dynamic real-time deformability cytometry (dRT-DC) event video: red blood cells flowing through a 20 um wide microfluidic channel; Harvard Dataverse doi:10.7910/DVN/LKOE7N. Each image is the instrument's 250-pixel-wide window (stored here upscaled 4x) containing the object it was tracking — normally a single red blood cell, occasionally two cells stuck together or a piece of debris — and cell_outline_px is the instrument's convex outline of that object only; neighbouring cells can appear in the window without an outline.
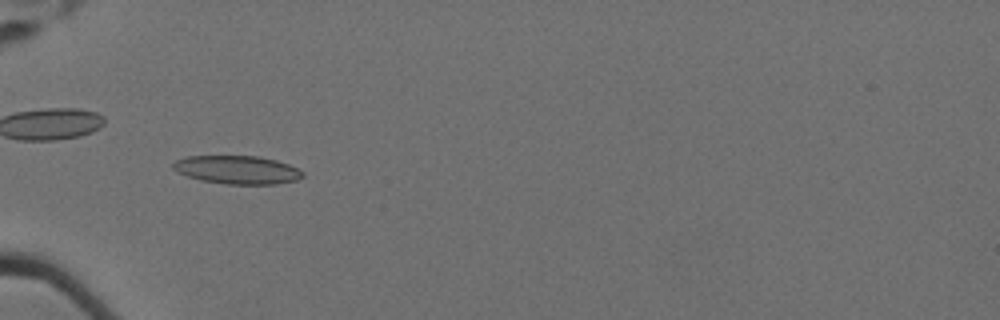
{"species": "Egyptian fruit bat (a non-hibernating species)", "species_latin": "Rousettus aegyptiacus", "temperature_condition": "cold", "stored_images_in_passage": 11, "camera_frame_rate_fps": 3000, "um_per_image_px": 0.085, "animal": {"sex": "female"}, "frame": {"image": 1, "passage_image": 8, "time_ms": 2.333, "image_size_px": [1000, 320], "cell_outline_px": [[304, 176], [296, 180], [276, 184], [224, 184], [200, 180], [176, 172], [172, 168], [172, 164], [176, 160], [188, 156], [256, 156], [276, 160], [288, 164], [304, 172]], "centroid_in_image_um": [20.15, 14.43], "position_along_channel_um": 64.9, "area_um2": 21.39}}